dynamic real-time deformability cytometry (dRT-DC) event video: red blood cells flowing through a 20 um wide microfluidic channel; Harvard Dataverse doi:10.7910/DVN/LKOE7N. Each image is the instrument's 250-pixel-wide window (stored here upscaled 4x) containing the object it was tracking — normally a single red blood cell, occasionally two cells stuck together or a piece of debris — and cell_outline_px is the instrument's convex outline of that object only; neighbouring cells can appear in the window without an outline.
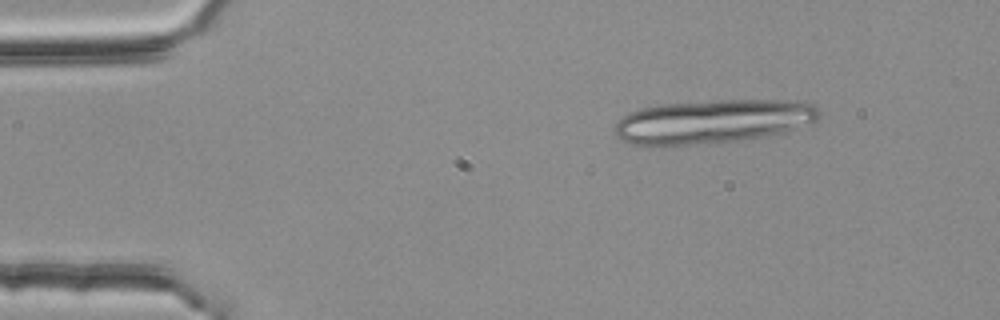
{"species": "common noctule bat (a hibernating species)", "species_latin": "Nyctalus noctula", "temperature_condition": "room temperature", "stored_images_in_passage": 13, "camera_frame_rate_fps": 3000, "um_per_image_px": 0.085, "animal": {"sex": "female", "body_mass_g": 25.1}, "frame": {"image": 1, "passage_image": 1, "time_ms": 0.0, "image_size_px": [1000, 320], "cell_outline_px": [[820, 116], [816, 120], [796, 128], [784, 132], [760, 136], [732, 140], [664, 148], [660, 148], [632, 144], [620, 140], [616, 136], [612, 128], [628, 112], [640, 108], [660, 104], [720, 100], [804, 100], [820, 108]], "centroid_in_image_um": [60.52, 10.33], "position_along_channel_um": 24.5, "area_um2": 52.77}}